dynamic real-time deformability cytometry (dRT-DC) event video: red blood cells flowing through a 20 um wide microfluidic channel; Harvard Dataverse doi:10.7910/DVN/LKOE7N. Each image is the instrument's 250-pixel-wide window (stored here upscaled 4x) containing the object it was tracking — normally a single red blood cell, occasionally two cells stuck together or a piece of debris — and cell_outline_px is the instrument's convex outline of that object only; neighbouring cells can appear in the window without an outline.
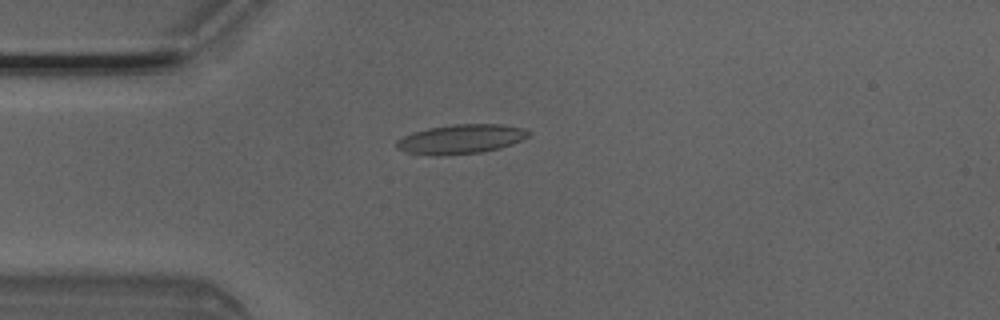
{"species": "Egyptian fruit bat (a non-hibernating species)", "species_latin": "Rousettus aegyptiacus", "temperature_condition": "room temperature", "stored_images_in_passage": 4, "camera_frame_rate_fps": 3000, "um_per_image_px": 0.085, "animal": {"sex": "male"}, "frame": {"image": 1, "passage_image": 3, "time_ms": 0.667, "image_size_px": [1000, 320], "cell_outline_px": [[532, 132], [524, 140], [500, 148], [480, 152], [440, 156], [436, 156], [408, 152], [396, 148], [396, 140], [412, 132], [428, 128], [452, 124], [500, 124], [524, 128]], "centroid_in_image_um": [39.19, 11.82], "position_along_channel_um": 45.8, "area_um2": 22.72}}